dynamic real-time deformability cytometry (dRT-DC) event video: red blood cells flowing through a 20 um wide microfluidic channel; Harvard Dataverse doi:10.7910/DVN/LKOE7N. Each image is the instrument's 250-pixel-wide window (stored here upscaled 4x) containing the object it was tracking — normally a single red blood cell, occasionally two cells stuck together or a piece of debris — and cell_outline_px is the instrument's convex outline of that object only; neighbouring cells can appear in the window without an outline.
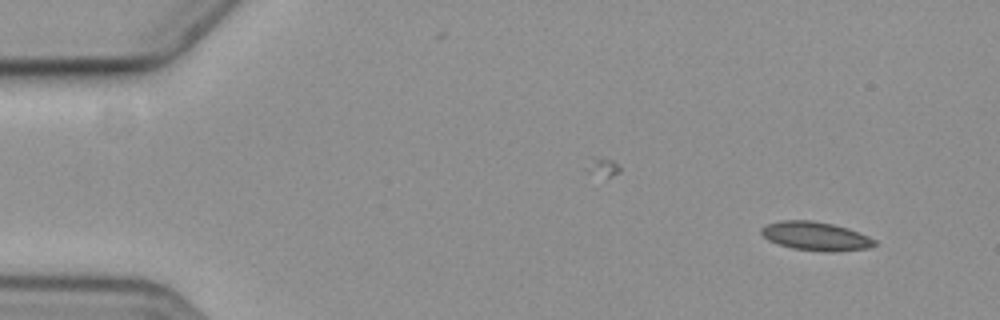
{"species": "common noctule bat (a hibernating species)", "species_latin": "Nyctalus noctula", "temperature_condition": "cold", "stored_images_in_passage": 7, "camera_frame_rate_fps": 3000, "um_per_image_px": 0.085, "animal": {"sex": "female", "body_mass_g": 19.3, "forearm_length_mm": 54.1}, "frame": {"image": 1, "passage_image": 1, "time_ms": 0.0, "image_size_px": [1000, 320], "cell_outline_px": [[876, 244], [868, 248], [836, 252], [824, 252], [792, 248], [768, 240], [760, 232], [760, 228], [764, 224], [780, 220], [812, 220], [832, 224], [848, 228], [868, 236], [876, 240]], "centroid_in_image_um": [69.31, 20.07], "position_along_channel_um": 15.7, "area_um2": 19.07}}
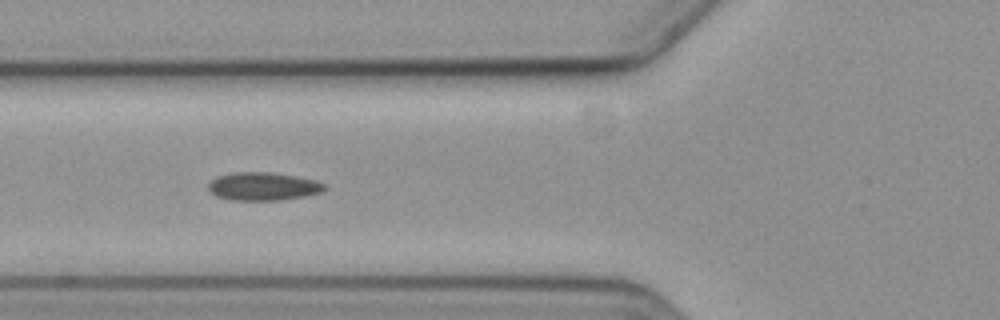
{"frame": {"image": 2, "passage_image": 6, "time_ms": 5.667, "image_size_px": [1000, 320], "cell_outline_px": [[328, 188], [324, 192], [304, 196], [280, 200], [232, 200], [216, 196], [208, 188], [208, 184], [216, 176], [232, 172], [272, 172], [316, 180], [324, 184]], "centroid_in_image_um": [22.38, 15.84], "position_along_channel_um": 103.4, "area_um2": 19.13}}
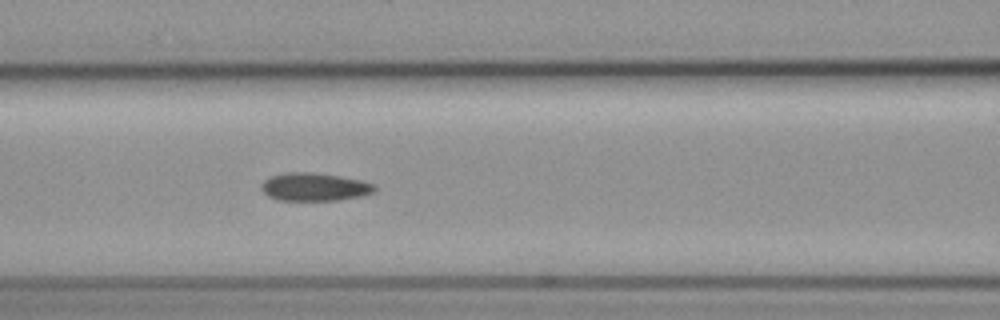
{"frame": {"image": 3, "passage_image": 7, "time_ms": 6.667, "image_size_px": [1000, 320], "cell_outline_px": [[376, 192], [364, 196], [340, 200], [276, 200], [268, 196], [260, 188], [260, 184], [264, 180], [272, 176], [284, 172], [312, 172], [340, 176], [360, 180], [376, 184]], "centroid_in_image_um": [26.75, 15.89], "position_along_channel_um": 139.8, "area_um2": 18.79}}